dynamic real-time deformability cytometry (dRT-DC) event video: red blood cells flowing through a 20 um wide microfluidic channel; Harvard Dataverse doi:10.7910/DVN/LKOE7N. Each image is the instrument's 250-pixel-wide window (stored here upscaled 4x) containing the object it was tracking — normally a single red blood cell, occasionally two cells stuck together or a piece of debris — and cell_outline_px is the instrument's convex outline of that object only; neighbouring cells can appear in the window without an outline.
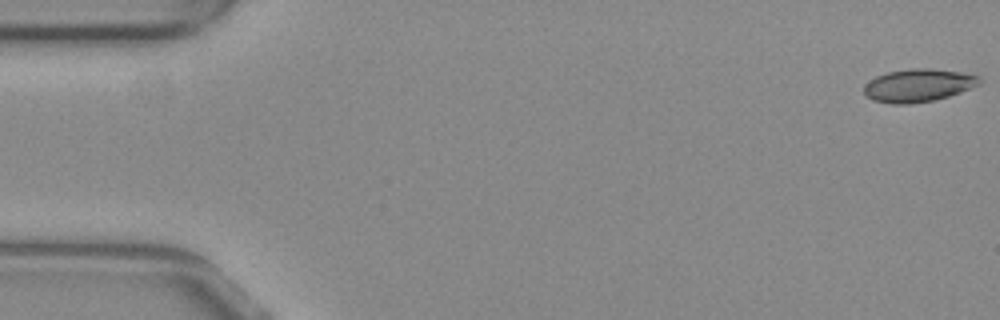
{"species": "common noctule bat (a hibernating species)", "species_latin": "Nyctalus noctula", "temperature_condition": "warm", "stored_images_in_passage": 53, "camera_frame_rate_fps": 3000, "um_per_image_px": 0.085, "animal": {"sex": "female", "body_mass_g": 29.2, "forearm_length_mm": 56.3}, "frame": {"image": 1, "passage_image": 1, "time_ms": 0.0, "image_size_px": [1000, 320], "cell_outline_px": [[984, 80], [980, 84], [960, 92], [948, 96], [932, 100], [908, 104], [892, 104], [872, 100], [864, 92], [864, 84], [876, 76], [888, 72], [908, 68], [932, 68], [960, 72], [980, 76]], "centroid_in_image_um": [78.06, 7.24], "position_along_channel_um": 6.9, "area_um2": 22.2}}
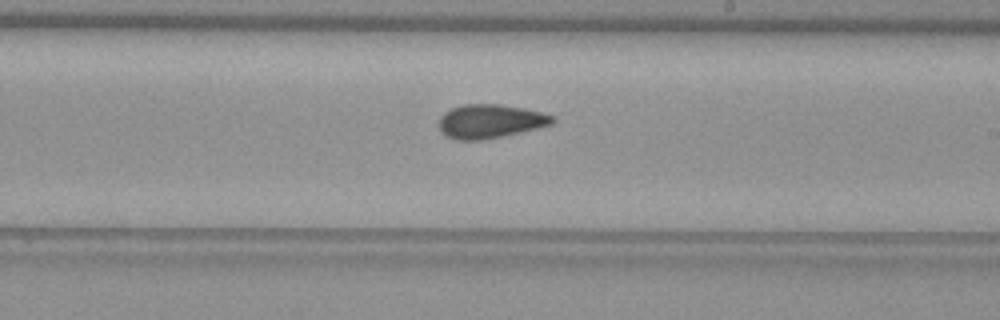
{"frame": {"image": 2, "passage_image": 31, "time_ms": 10.0, "image_size_px": [1000, 320], "cell_outline_px": [[556, 120], [552, 124], [520, 132], [484, 140], [456, 140], [444, 136], [440, 132], [436, 124], [440, 116], [444, 112], [452, 108], [464, 104], [500, 104], [524, 108], [556, 116]], "centroid_in_image_um": [41.61, 10.31], "position_along_channel_um": 247.4, "area_um2": 22.72}}
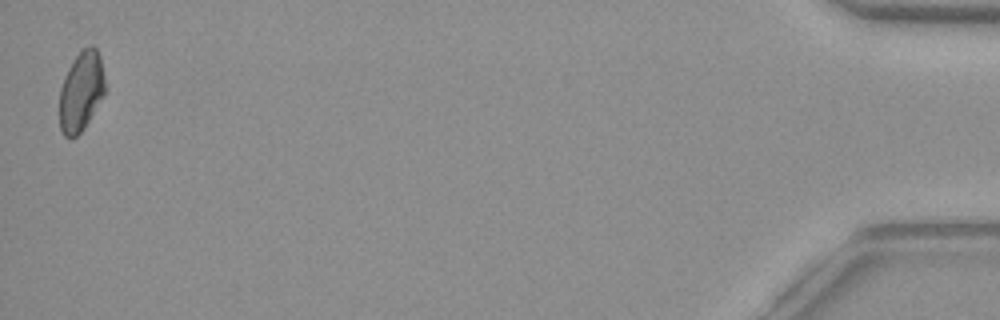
{"frame": {"image": 3, "passage_image": 53, "time_ms": 17.333, "image_size_px": [1000, 320], "cell_outline_px": [[104, 96], [84, 128], [76, 136], [64, 136], [60, 128], [60, 88], [64, 76], [68, 68], [76, 56], [88, 44], [92, 44], [96, 48], [100, 56], [104, 76]], "centroid_in_image_um": [6.9, 7.74], "position_along_channel_um": 428.3, "area_um2": 21.04}, "authors_computed_cell_mechanics": {"area_um2": 21.964, "velocity_mm_per_s": 3.8618, "shape_relaxation_time_tau1_ms": null, "shape_relaxation_time_tau2_ms": 2.4814, "deformation_change_tau1": null, "deformation_change_tau2": 0.0684}}